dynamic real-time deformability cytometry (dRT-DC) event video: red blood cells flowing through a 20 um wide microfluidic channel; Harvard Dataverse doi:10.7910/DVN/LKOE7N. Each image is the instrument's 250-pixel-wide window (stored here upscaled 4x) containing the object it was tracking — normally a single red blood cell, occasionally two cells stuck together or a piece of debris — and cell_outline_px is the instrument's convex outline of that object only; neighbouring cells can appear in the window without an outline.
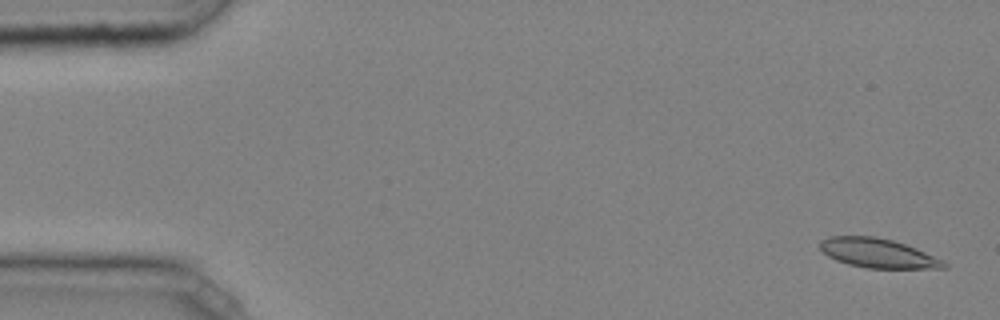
{"species": "common noctule bat (a hibernating species)", "species_latin": "Nyctalus noctula", "temperature_condition": "cold", "stored_images_in_passage": 47, "camera_frame_rate_fps": 3000, "um_per_image_px": 0.085, "animal": {"sex": "male", "body_mass_g": 20.4}, "frame": {"image": 1, "passage_image": 2, "time_ms": 0.333, "image_size_px": [1000, 320], "cell_outline_px": [[948, 268], [864, 268], [848, 264], [836, 260], [828, 256], [820, 248], [820, 240], [828, 236], [876, 236], [892, 240], [916, 248], [944, 260], [948, 264]], "centroid_in_image_um": [74.62, 21.52], "position_along_channel_um": 10.4, "area_um2": 21.21}}
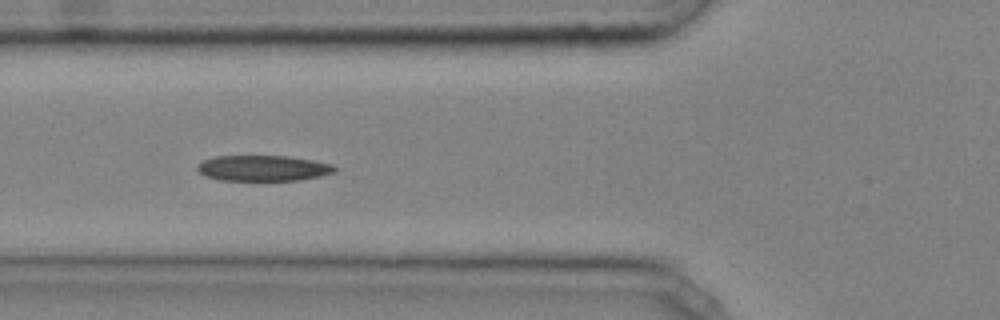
{"frame": {"image": 2, "passage_image": 18, "time_ms": 5.667, "image_size_px": [1000, 320], "cell_outline_px": [[336, 172], [320, 176], [300, 180], [220, 180], [204, 176], [196, 168], [196, 164], [204, 160], [216, 156], [288, 156], [312, 160], [332, 164], [336, 168]], "centroid_in_image_um": [22.35, 14.29], "position_along_channel_um": 103.4, "area_um2": 20.58}}
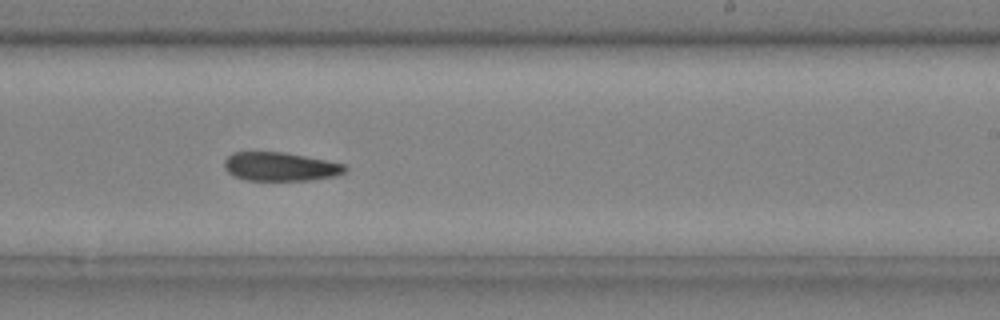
{"frame": {"image": 3, "passage_image": 30, "time_ms": 9.667, "image_size_px": [1000, 320], "cell_outline_px": [[348, 168], [344, 172], [336, 176], [312, 180], [248, 180], [236, 176], [228, 172], [224, 168], [224, 160], [232, 152], [284, 152], [328, 160], [344, 164]], "centroid_in_image_um": [23.85, 14.16], "position_along_channel_um": 265.2, "area_um2": 20.23}}